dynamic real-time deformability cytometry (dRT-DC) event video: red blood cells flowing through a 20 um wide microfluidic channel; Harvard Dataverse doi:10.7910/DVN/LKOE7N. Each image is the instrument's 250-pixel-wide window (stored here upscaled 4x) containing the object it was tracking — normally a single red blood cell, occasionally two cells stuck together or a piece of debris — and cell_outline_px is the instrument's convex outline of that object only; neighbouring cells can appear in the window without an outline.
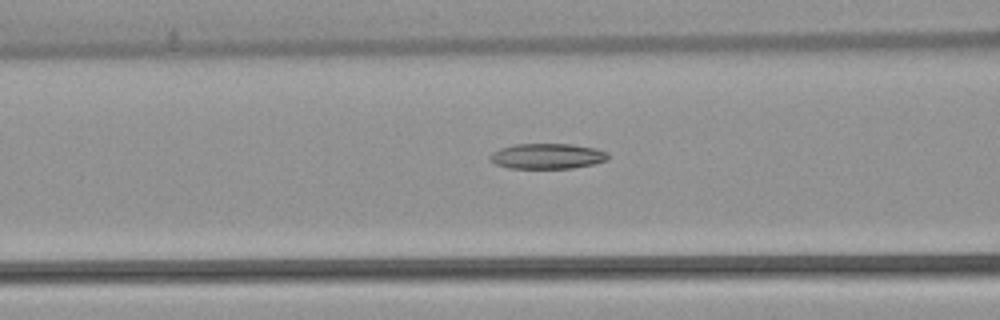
{"species": "common noctule bat (a hibernating species)", "species_latin": "Nyctalus noctula", "temperature_condition": "warm", "stored_images_in_passage": 38, "camera_frame_rate_fps": 3000, "um_per_image_px": 0.085, "animal": {"sex": "female", "body_mass_g": 22.7, "forearm_length_mm": 54.2}, "frame": {"image": 1, "passage_image": 17, "time_ms": 5.333, "image_size_px": [1000, 320], "cell_outline_px": [[608, 160], [592, 164], [572, 168], [508, 168], [496, 164], [488, 156], [492, 152], [500, 148], [516, 144], [572, 144], [596, 148], [608, 152]], "centroid_in_image_um": [46.53, 13.27], "position_along_channel_um": 120.1, "area_um2": 17.46}}
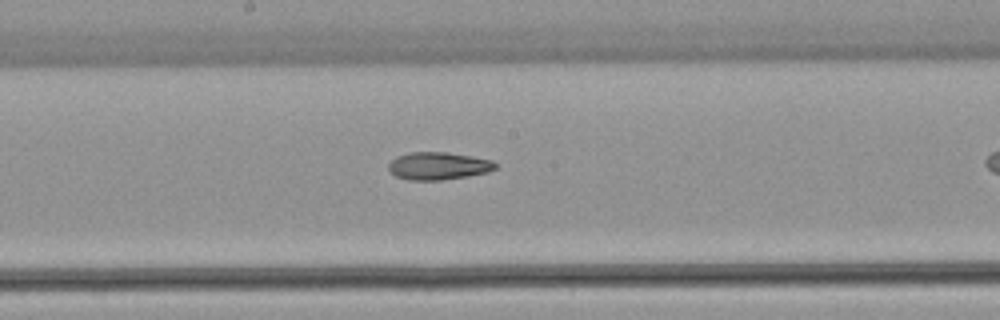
{"frame": {"image": 2, "passage_image": 24, "time_ms": 7.667, "image_size_px": [1000, 320], "cell_outline_px": [[496, 168], [488, 172], [468, 176], [440, 180], [408, 180], [396, 176], [388, 168], [388, 164], [396, 156], [408, 152], [448, 152], [472, 156], [492, 160], [496, 164]], "centroid_in_image_um": [37.25, 14.09], "position_along_channel_um": 211.0, "area_um2": 17.22}}
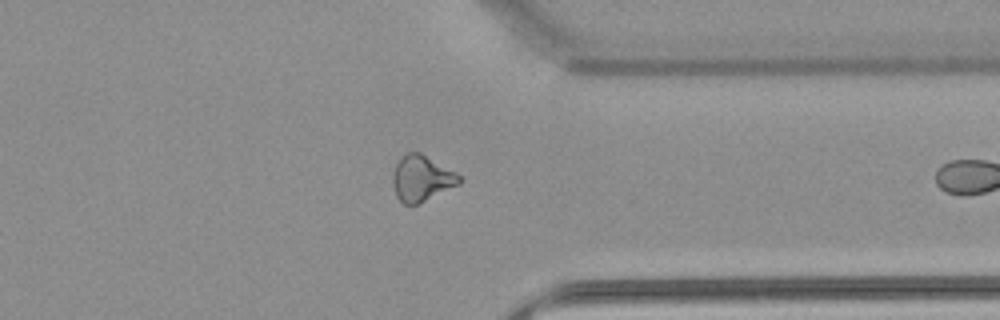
{"frame": {"image": 3, "passage_image": 37, "time_ms": 12.0, "image_size_px": [1000, 320], "cell_outline_px": [[460, 184], [416, 204], [404, 204], [396, 196], [392, 184], [392, 176], [396, 164], [400, 156], [408, 152], [420, 152], [456, 172], [460, 176]], "centroid_in_image_um": [35.81, 15.14], "position_along_channel_um": 375.6, "area_um2": 17.63}}